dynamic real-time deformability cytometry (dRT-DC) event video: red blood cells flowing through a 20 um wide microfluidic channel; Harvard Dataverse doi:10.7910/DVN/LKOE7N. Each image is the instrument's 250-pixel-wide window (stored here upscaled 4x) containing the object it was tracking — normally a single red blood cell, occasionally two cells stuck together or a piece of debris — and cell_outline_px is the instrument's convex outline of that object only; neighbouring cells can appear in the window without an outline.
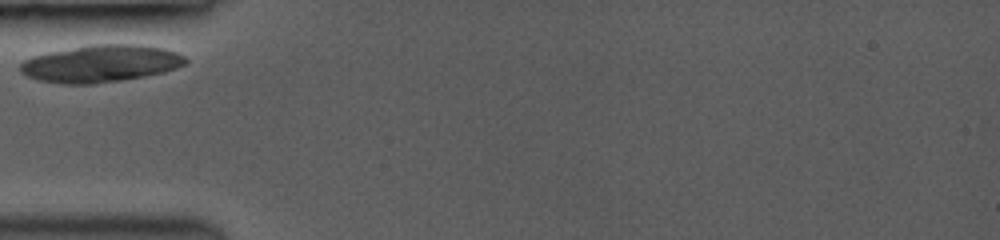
{"species": "common noctule bat (a hibernating species)", "species_latin": "Nyctalus noctula", "temperature_condition": "room temperature", "stored_images_in_passage": 4, "camera_frame_rate_fps": 3000, "um_per_image_px": 0.085, "animal": {"sex": "female", "body_mass_g": 19.0, "forearm_length_mm": 53.3}, "frame": {"image": 1, "passage_image": 1, "time_ms": 0.0, "image_size_px": [1000, 240], "cell_outline_px": [[188, 60], [184, 64], [176, 68], [164, 72], [144, 76], [120, 80], [92, 84], [60, 84], [36, 80], [20, 72], [20, 64], [24, 60], [32, 56], [48, 52], [88, 44], [140, 44], [164, 48], [176, 52], [184, 56]], "centroid_in_image_um": [8.54, 5.4], "position_along_channel_um": 76.5, "area_um2": 36.01}}